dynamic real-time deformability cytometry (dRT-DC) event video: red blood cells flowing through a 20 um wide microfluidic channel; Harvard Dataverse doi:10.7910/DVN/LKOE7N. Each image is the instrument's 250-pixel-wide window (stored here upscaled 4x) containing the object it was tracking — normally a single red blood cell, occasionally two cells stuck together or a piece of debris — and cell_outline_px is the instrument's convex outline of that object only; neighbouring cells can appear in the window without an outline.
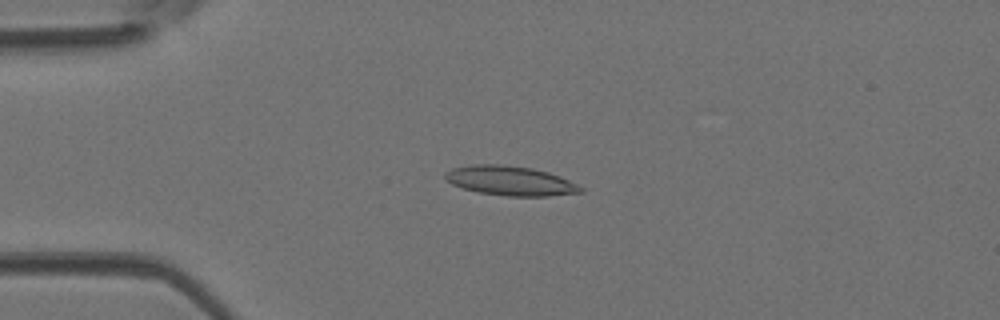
{"species": "Egyptian fruit bat (a non-hibernating species)", "species_latin": "Rousettus aegyptiacus", "temperature_condition": "room temperature", "stored_images_in_passage": 48, "camera_frame_rate_fps": 3000, "um_per_image_px": 0.085, "animal": {"sex": "female"}, "frame": {"image": 1, "passage_image": 12, "time_ms": 3.667, "image_size_px": [1000, 320], "cell_outline_px": [[584, 192], [548, 196], [508, 196], [476, 192], [452, 184], [444, 180], [444, 172], [452, 168], [472, 164], [504, 164], [532, 168], [548, 172], [560, 176], [584, 188]], "centroid_in_image_um": [43.35, 15.36], "position_along_channel_um": 41.7, "area_um2": 23.47}}
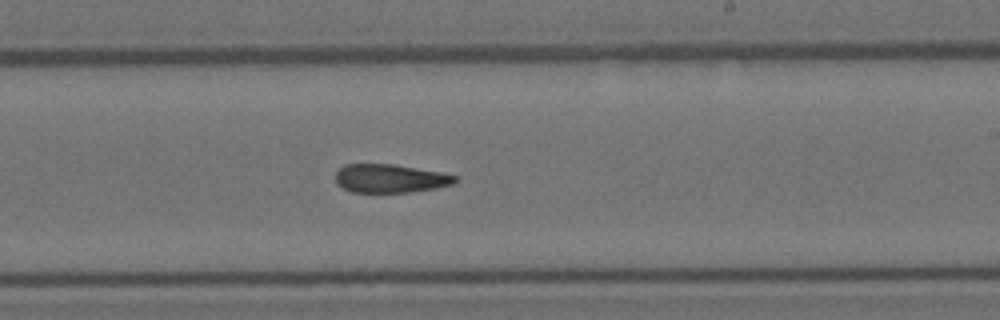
{"frame": {"image": 2, "passage_image": 29, "time_ms": 9.333, "image_size_px": [1000, 320], "cell_outline_px": [[460, 180], [452, 184], [432, 188], [408, 192], [352, 192], [336, 184], [336, 172], [344, 164], [392, 164], [444, 172], [456, 176]], "centroid_in_image_um": [33.17, 15.16], "position_along_channel_um": 255.8, "area_um2": 19.83}}
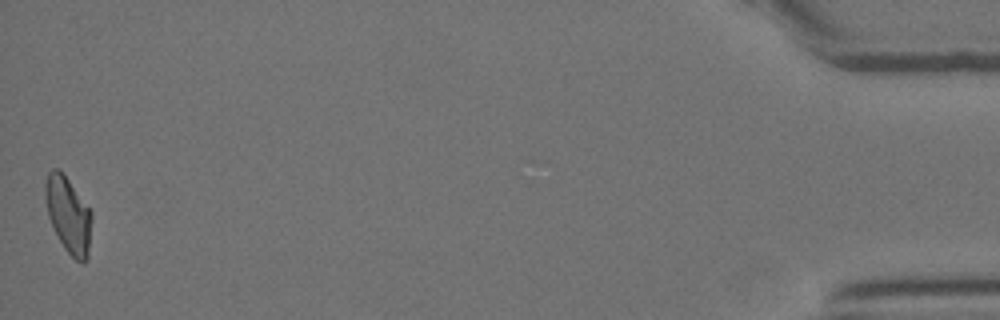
{"frame": {"image": 3, "passage_image": 48, "time_ms": 15.667, "image_size_px": [1000, 320], "cell_outline_px": [[92, 216], [88, 260], [84, 264], [76, 260], [64, 248], [48, 216], [44, 196], [44, 184], [48, 172], [52, 168], [60, 168], [92, 212]], "centroid_in_image_um": [5.81, 18.24], "position_along_channel_um": 429.4, "area_um2": 20.69}, "authors_computed_cell_mechanics": {"area_um2": 21.2415, "velocity_mm_per_s": 4.2207, "shape_relaxation_time_tau1_ms": null, "shape_relaxation_time_tau2_ms": 3.3541, "deformation_change_tau1": null, "deformation_change_tau2": 0.1261}}